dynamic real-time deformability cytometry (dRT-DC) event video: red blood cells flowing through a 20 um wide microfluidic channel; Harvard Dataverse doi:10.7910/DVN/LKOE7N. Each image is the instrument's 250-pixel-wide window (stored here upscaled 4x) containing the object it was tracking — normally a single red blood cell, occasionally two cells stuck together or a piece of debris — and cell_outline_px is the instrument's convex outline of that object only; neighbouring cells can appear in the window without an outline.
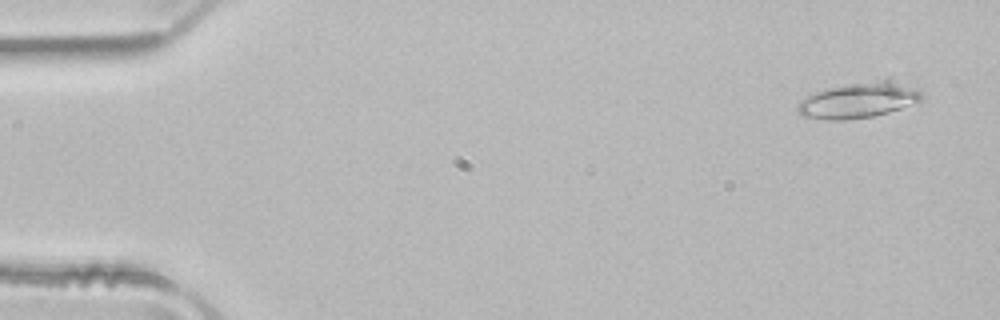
{"species": "common noctule bat (a hibernating species)", "species_latin": "Nyctalus noctula", "temperature_condition": "room temperature", "stored_images_in_passage": 15, "camera_frame_rate_fps": 3000, "um_per_image_px": 0.085, "animal": {"sex": "male", "body_mass_g": 21.5, "forearm_length_mm": 52.0}, "frame": {"image": 1, "passage_image": 3, "time_ms": 0.667, "image_size_px": [1000, 320], "cell_outline_px": [[920, 100], [900, 108], [888, 112], [872, 116], [844, 120], [828, 120], [804, 116], [796, 108], [800, 100], [816, 92], [828, 88], [888, 76], [920, 88]], "centroid_in_image_um": [73.05, 8.46], "position_along_channel_um": 12.0, "area_um2": 26.01}}